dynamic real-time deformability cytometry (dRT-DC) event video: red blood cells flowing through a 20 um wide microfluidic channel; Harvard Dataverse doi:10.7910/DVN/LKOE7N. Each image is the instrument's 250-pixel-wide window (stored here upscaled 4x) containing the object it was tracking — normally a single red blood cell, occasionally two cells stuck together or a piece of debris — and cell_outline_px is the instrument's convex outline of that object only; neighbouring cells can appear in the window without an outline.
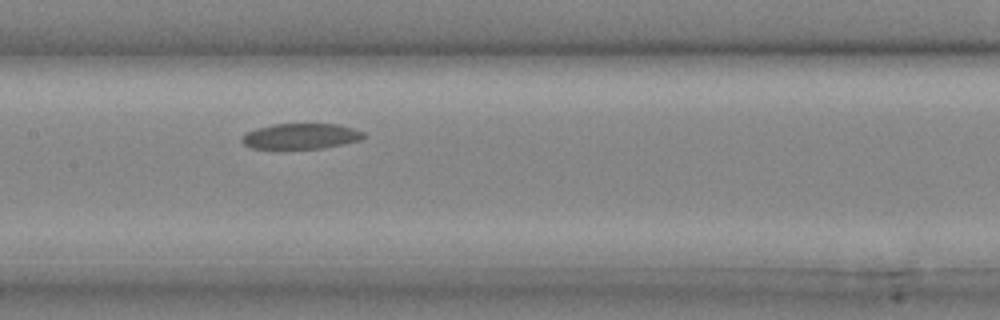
{"species": "common noctule bat (a hibernating species)", "species_latin": "Nyctalus noctula", "temperature_condition": "cold", "stored_images_in_passage": 12, "camera_frame_rate_fps": 3000, "um_per_image_px": 0.085, "animal": {"sex": "male", "body_mass_g": 20.4}, "frame": {"image": 1, "passage_image": 12, "time_ms": 3.667, "image_size_px": [1000, 320], "cell_outline_px": [[368, 136], [360, 140], [344, 144], [324, 148], [252, 148], [244, 144], [240, 140], [240, 136], [244, 132], [256, 128], [272, 124], [336, 124], [352, 128], [364, 132]], "centroid_in_image_um": [25.56, 11.57], "position_along_channel_um": 181.8, "area_um2": 18.26}}